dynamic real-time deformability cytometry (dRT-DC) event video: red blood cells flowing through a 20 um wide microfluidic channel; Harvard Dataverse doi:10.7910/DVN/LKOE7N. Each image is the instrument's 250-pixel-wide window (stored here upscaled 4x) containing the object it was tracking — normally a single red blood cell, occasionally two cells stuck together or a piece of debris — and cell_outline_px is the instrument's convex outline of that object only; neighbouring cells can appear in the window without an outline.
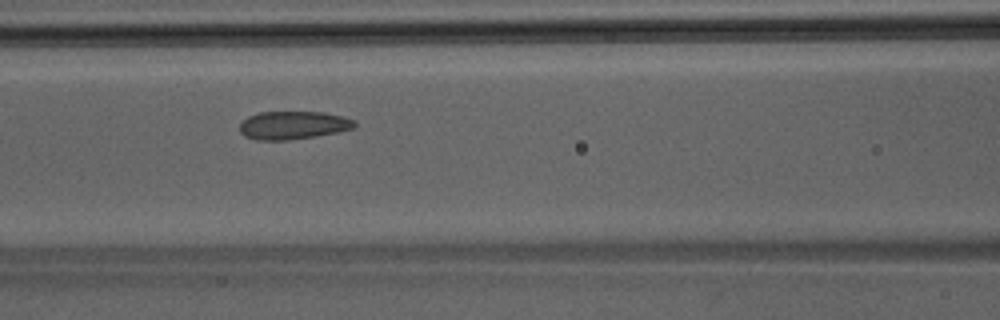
{"species": "Egyptian fruit bat (a non-hibernating species)", "species_latin": "Rousettus aegyptiacus", "temperature_condition": "room temperature", "stored_images_in_passage": 32, "camera_frame_rate_fps": 3000, "um_per_image_px": 0.085, "animal": {"sex": "male"}, "frame": {"image": 1, "passage_image": 14, "time_ms": 4.333, "image_size_px": [1000, 320], "cell_outline_px": [[356, 128], [316, 136], [288, 140], [256, 140], [244, 136], [240, 132], [240, 124], [248, 116], [260, 112], [324, 112], [344, 116], [356, 120]], "centroid_in_image_um": [24.94, 10.64], "position_along_channel_um": 141.7, "area_um2": 18.96}}
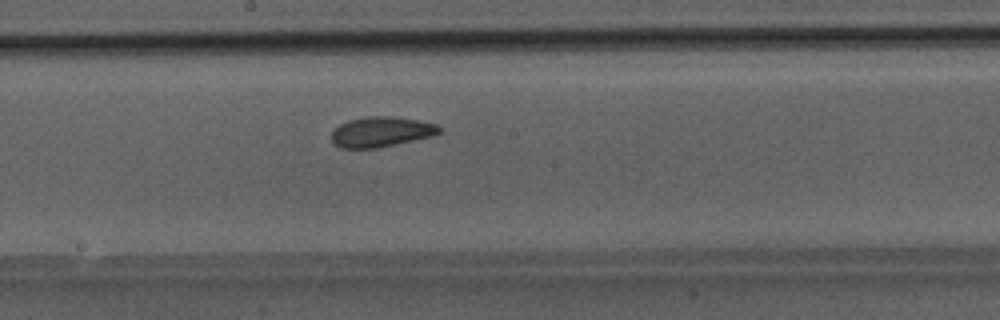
{"frame": {"image": 2, "passage_image": 19, "time_ms": 6.0, "image_size_px": [1000, 320], "cell_outline_px": [[440, 132], [432, 136], [376, 148], [340, 148], [332, 144], [332, 128], [348, 120], [368, 116], [392, 116], [416, 120], [436, 124], [440, 128]], "centroid_in_image_um": [32.33, 11.2], "position_along_channel_um": 215.9, "area_um2": 18.9}}